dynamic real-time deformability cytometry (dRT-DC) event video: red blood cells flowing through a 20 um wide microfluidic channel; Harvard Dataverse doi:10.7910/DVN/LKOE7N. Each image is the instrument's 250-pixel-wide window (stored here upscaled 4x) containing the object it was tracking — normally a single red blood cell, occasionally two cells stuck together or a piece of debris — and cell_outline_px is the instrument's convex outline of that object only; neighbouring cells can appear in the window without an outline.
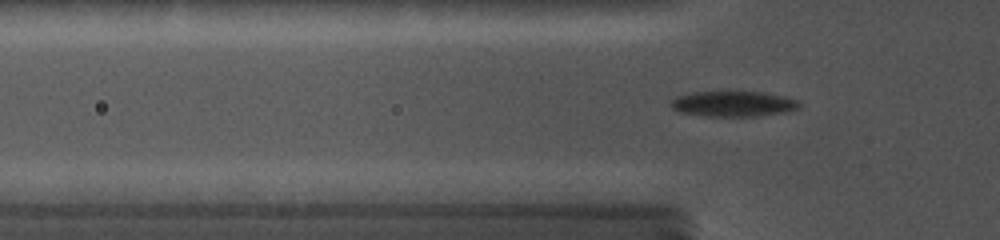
{"species": "common noctule bat (a hibernating species)", "species_latin": "Nyctalus noctula", "temperature_condition": "cold", "stored_images_in_passage": 67, "camera_frame_rate_fps": 5000, "um_per_image_px": 0.085, "animal": {"sex": "female", "body_mass_g": 19.0, "forearm_length_mm": 56.7}, "frame": {"image": 1, "passage_image": 14, "time_ms": 2.2, "image_size_px": [1000, 240], "cell_outline_px": [[800, 104], [796, 108], [784, 112], [756, 116], [704, 116], [680, 112], [672, 108], [672, 100], [676, 96], [696, 92], [760, 92], [780, 96], [796, 100]], "centroid_in_image_um": [62.27, 8.83], "position_along_channel_um": 63.5, "area_um2": 18.55}}
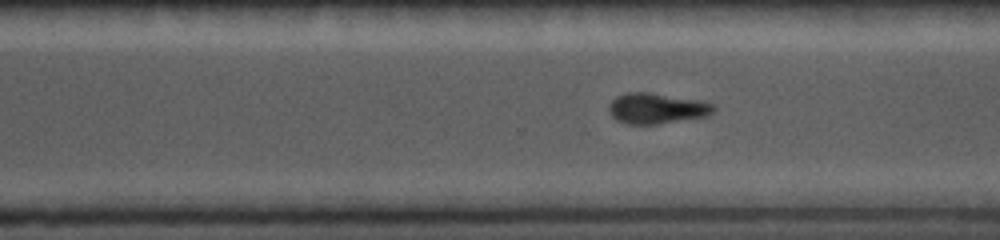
{"frame": {"image": 2, "passage_image": 52, "time_ms": 8.6, "image_size_px": [1000, 240], "cell_outline_px": [[716, 108], [708, 116], [656, 124], [624, 124], [616, 120], [608, 112], [608, 104], [616, 96], [628, 92], [648, 92], [692, 100], [712, 104]], "centroid_in_image_um": [55.72, 9.23], "position_along_channel_um": 314.9, "area_um2": 18.44}}
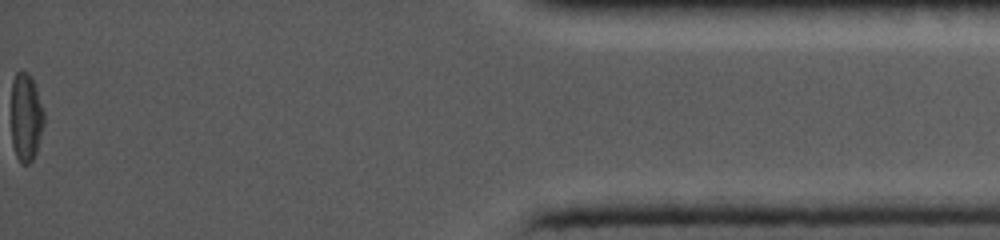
{"frame": {"image": 3, "passage_image": 67, "time_ms": 13.2, "image_size_px": [1000, 240], "cell_outline_px": [[44, 124], [36, 152], [32, 160], [28, 164], [20, 164], [16, 156], [12, 144], [12, 80], [16, 72], [28, 72], [32, 80], [44, 112]], "centroid_in_image_um": [2.2, 10.01], "position_along_channel_um": 433.0, "area_um2": 16.65}, "authors_computed_cell_mechanics": {"area_um2": 18.6116, "velocity_mm_per_s": 3.9333, "shape_relaxation_time_tau1_ms": null, "shape_relaxation_time_tau2_ms": 2.0651, "deformation_change_tau1": null, "deformation_change_tau2": 0.065}}